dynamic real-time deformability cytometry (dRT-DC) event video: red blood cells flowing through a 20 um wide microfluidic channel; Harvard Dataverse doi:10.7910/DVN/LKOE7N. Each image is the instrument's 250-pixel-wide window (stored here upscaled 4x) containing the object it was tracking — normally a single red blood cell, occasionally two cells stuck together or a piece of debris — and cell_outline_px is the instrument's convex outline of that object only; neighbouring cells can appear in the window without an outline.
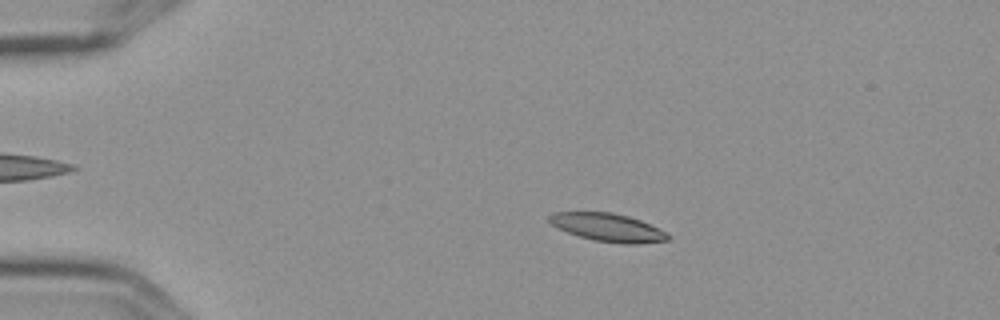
{"species": "Egyptian fruit bat (a non-hibernating species)", "species_latin": "Rousettus aegyptiacus", "temperature_condition": "cold", "stored_images_in_passage": 4, "camera_frame_rate_fps": 3000, "um_per_image_px": 0.085, "frame": {"image": 1, "passage_image": 3, "time_ms": 0.667, "image_size_px": [1000, 320], "cell_outline_px": [[668, 240], [636, 244], [620, 244], [596, 240], [580, 236], [568, 232], [552, 224], [548, 220], [548, 216], [552, 212], [612, 212], [628, 216], [640, 220], [668, 232]], "centroid_in_image_um": [51.68, 19.32], "position_along_channel_um": 33.3, "area_um2": 19.25}}